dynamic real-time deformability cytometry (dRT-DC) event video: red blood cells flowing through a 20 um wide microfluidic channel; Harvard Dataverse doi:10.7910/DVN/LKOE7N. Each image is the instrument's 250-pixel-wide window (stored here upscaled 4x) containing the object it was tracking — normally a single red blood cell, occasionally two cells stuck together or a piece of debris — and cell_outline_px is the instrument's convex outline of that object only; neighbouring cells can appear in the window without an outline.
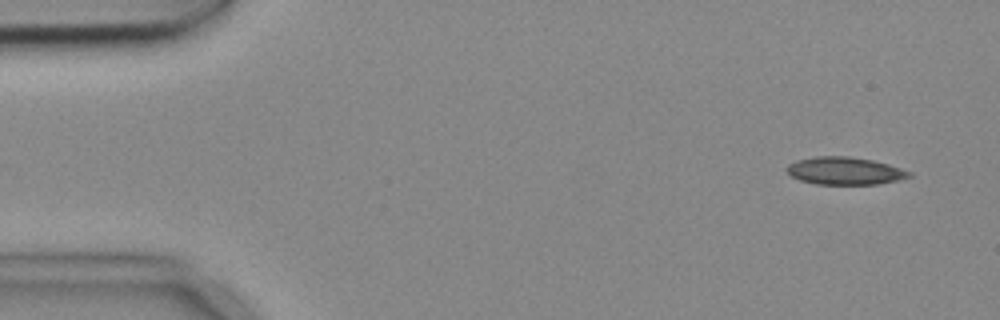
{"species": "common noctule bat (a hibernating species)", "species_latin": "Nyctalus noctula", "temperature_condition": "cold", "stored_images_in_passage": 3, "camera_frame_rate_fps": 3000, "um_per_image_px": 0.085, "animal": {"sex": "female", "body_mass_g": 18.4}, "frame": {"image": 1, "passage_image": 1, "time_ms": 0.0, "image_size_px": [1000, 320], "cell_outline_px": [[912, 176], [900, 180], [876, 184], [816, 184], [800, 180], [792, 176], [784, 168], [788, 164], [796, 160], [816, 156], [848, 156], [872, 160], [888, 164], [912, 172]], "centroid_in_image_um": [71.8, 14.52], "position_along_channel_um": 13.2, "area_um2": 19.71}}